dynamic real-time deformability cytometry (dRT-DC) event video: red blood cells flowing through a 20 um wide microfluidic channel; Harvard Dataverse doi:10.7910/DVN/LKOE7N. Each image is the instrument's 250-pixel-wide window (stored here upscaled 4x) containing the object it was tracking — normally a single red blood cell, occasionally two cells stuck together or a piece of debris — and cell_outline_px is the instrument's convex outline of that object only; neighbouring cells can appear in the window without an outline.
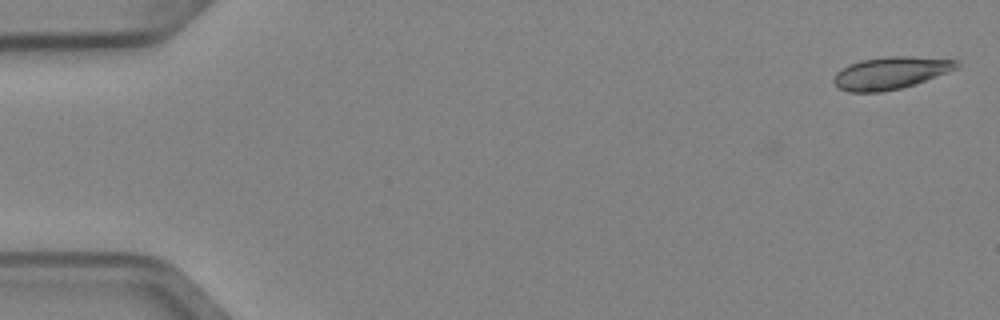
{"species": "Egyptian fruit bat (a non-hibernating species)", "species_latin": "Rousettus aegyptiacus", "temperature_condition": "cold", "stored_images_in_passage": 2, "camera_frame_rate_fps": 3000, "um_per_image_px": 0.085, "animal": {"sex": "female"}, "frame": {"image": 1, "passage_image": 2, "time_ms": 0.333, "image_size_px": [1000, 320], "cell_outline_px": [[960, 68], [916, 84], [900, 88], [880, 92], [848, 92], [836, 88], [832, 80], [836, 72], [848, 64], [860, 60], [888, 56], [912, 56], [956, 60], [960, 64]], "centroid_in_image_um": [75.69, 6.2], "position_along_channel_um": 9.3, "area_um2": 23.47}}